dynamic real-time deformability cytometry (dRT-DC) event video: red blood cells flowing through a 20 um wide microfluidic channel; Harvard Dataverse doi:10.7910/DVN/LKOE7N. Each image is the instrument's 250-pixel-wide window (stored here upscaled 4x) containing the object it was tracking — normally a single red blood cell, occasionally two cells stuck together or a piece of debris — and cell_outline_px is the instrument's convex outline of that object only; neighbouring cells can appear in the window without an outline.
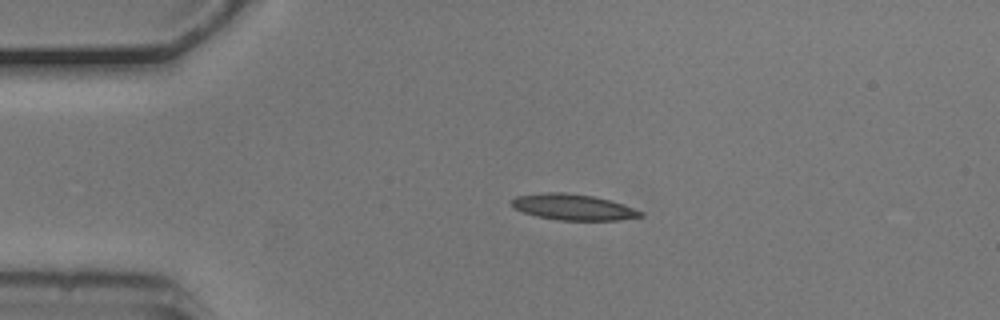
{"species": "common noctule bat (a hibernating species)", "species_latin": "Nyctalus noctula", "temperature_condition": "cold", "stored_images_in_passage": 43, "camera_frame_rate_fps": 3000, "um_per_image_px": 0.085, "animal": {"sex": "male", "body_mass_g": 20.5, "forearm_length_mm": 52.5}, "frame": {"image": 1, "passage_image": 1, "time_ms": 0.0, "image_size_px": [1000, 320], "cell_outline_px": [[644, 216], [616, 220], [560, 220], [536, 216], [524, 212], [516, 208], [512, 204], [512, 200], [516, 196], [540, 192], [564, 192], [592, 196], [624, 204], [644, 212]], "centroid_in_image_um": [48.73, 17.6], "position_along_channel_um": 36.3, "area_um2": 19.36}}
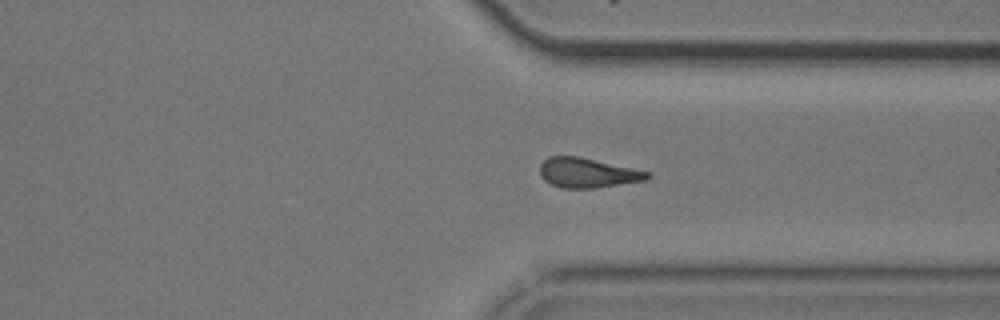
{"frame": {"image": 2, "passage_image": 30, "time_ms": 9.667, "image_size_px": [1000, 320], "cell_outline_px": [[652, 176], [644, 180], [596, 188], [564, 188], [552, 184], [544, 180], [540, 176], [540, 164], [548, 156], [580, 156], [652, 172]], "centroid_in_image_um": [49.95, 14.68], "position_along_channel_um": 361.4, "area_um2": 18.73}}
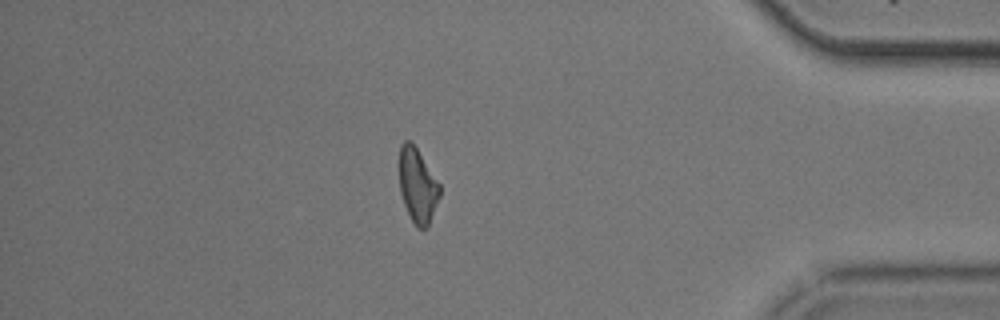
{"frame": {"image": 3, "passage_image": 36, "time_ms": 11.667, "image_size_px": [1000, 320], "cell_outline_px": [[440, 196], [428, 228], [416, 228], [404, 204], [400, 192], [400, 144], [404, 140], [408, 140], [416, 148], [440, 184]], "centroid_in_image_um": [35.5, 15.81], "position_along_channel_um": 399.7, "area_um2": 17.34}, "authors_computed_cell_mechanics": {"area_um2": 18.7272, "velocity_mm_per_s": 3.7205, "shape_relaxation_time_tau1_ms": 6.4234, "shape_relaxation_time_tau2_ms": 6.0045, "deformation_change_tau1": 0.1593, "deformation_change_tau2": 0.1688}}